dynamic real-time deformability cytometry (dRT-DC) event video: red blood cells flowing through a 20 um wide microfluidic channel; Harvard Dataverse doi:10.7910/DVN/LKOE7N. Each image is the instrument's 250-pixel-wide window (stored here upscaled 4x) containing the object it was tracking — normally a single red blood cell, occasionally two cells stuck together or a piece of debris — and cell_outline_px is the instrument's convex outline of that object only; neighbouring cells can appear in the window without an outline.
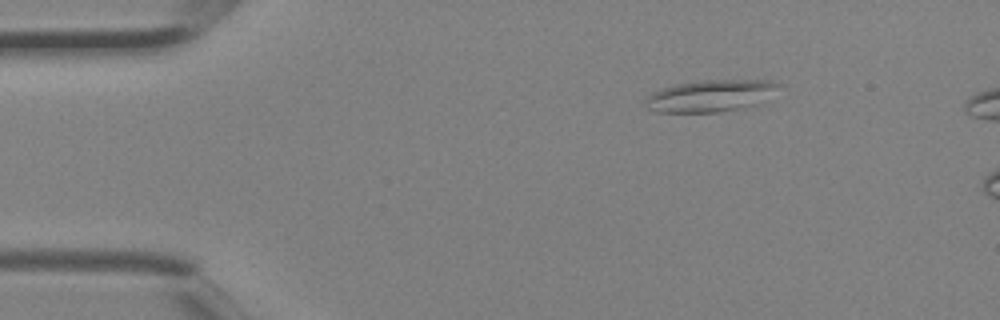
{"species": "Egyptian fruit bat (a non-hibernating species)", "species_latin": "Rousettus aegyptiacus", "temperature_condition": "room temperature", "stored_images_in_passage": 3, "camera_frame_rate_fps": 3000, "um_per_image_px": 0.085, "animal": {"sex": "female"}, "frame": {"image": 1, "passage_image": 1, "time_ms": 0.0, "image_size_px": [1000, 320], "cell_outline_px": [[780, 84], [756, 104], [740, 108], [716, 112], [656, 112], [648, 108], [644, 104], [644, 100], [652, 92], [676, 84], [704, 80], [772, 80]], "centroid_in_image_um": [60.3, 8.14], "position_along_channel_um": 24.7, "area_um2": 24.16}}